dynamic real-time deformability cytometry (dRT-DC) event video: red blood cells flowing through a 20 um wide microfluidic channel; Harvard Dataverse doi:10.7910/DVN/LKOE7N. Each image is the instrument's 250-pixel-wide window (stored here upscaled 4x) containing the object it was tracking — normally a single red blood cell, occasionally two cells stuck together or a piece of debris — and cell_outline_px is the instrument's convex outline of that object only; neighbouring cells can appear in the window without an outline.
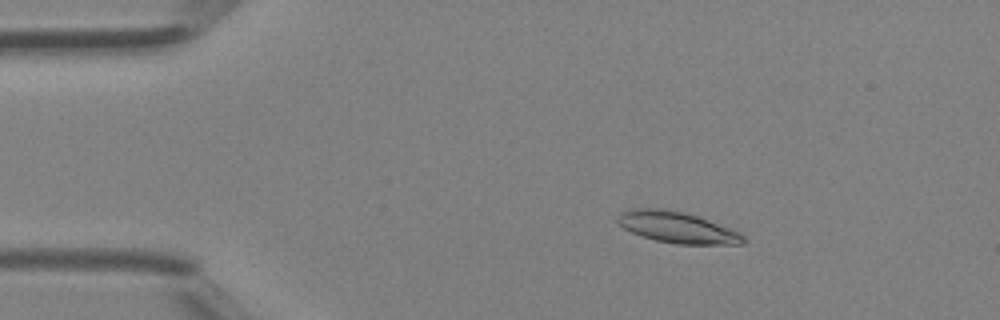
{"species": "Egyptian fruit bat (a non-hibernating species)", "species_latin": "Rousettus aegyptiacus", "temperature_condition": "room temperature", "stored_images_in_passage": 42, "camera_frame_rate_fps": 3000, "um_per_image_px": 0.085, "animal": {"sex": "female"}, "frame": {"image": 1, "passage_image": 7, "time_ms": 2.0, "image_size_px": [1000, 320], "cell_outline_px": [[748, 240], [744, 244], [676, 244], [656, 240], [640, 236], [624, 228], [616, 220], [624, 212], [632, 208], [656, 208], [684, 212], [708, 220], [740, 232]], "centroid_in_image_um": [57.6, 19.34], "position_along_channel_um": 27.4, "area_um2": 22.6}}
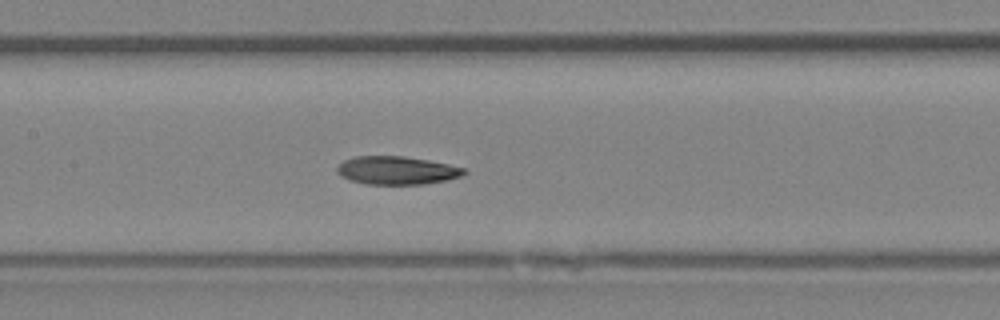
{"frame": {"image": 2, "passage_image": 20, "time_ms": 6.333, "image_size_px": [1000, 320], "cell_outline_px": [[468, 172], [460, 176], [448, 180], [424, 184], [364, 184], [348, 180], [340, 176], [336, 172], [336, 168], [344, 160], [356, 156], [404, 156], [428, 160], [468, 168]], "centroid_in_image_um": [33.73, 14.49], "position_along_channel_um": 173.7, "area_um2": 21.1}}
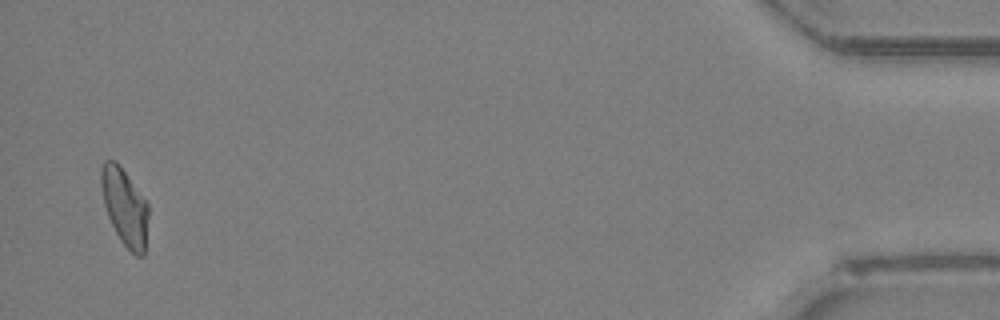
{"frame": {"image": 3, "passage_image": 41, "time_ms": 13.333, "image_size_px": [1000, 320], "cell_outline_px": [[148, 216], [144, 256], [136, 256], [120, 240], [108, 216], [104, 204], [100, 184], [100, 168], [104, 160], [116, 160], [120, 164], [148, 204]], "centroid_in_image_um": [10.58, 17.54], "position_along_channel_um": 424.6, "area_um2": 21.21}}